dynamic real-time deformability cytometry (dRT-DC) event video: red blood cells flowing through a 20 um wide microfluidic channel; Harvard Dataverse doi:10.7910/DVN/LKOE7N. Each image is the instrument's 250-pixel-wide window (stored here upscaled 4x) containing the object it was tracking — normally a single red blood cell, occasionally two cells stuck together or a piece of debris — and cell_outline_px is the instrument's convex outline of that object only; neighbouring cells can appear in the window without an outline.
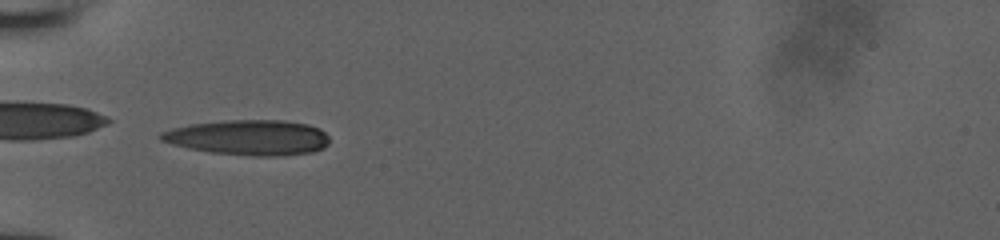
{"species": "human", "species_latin": "Homo sapiens", "temperature_condition": "room temperature", "stored_images_in_passage": 34, "camera_frame_rate_fps": 3000, "um_per_image_px": 0.085, "donor": {"sex": "male"}, "frame": {"image": 1, "passage_image": 1, "time_ms": 0.0, "image_size_px": [1000, 240], "cell_outline_px": [[328, 144], [324, 148], [312, 152], [280, 156], [252, 156], [212, 152], [188, 148], [172, 144], [160, 140], [156, 136], [160, 132], [172, 128], [192, 124], [228, 120], [284, 120], [308, 124], [320, 128], [328, 136]], "centroid_in_image_um": [21.13, 11.69], "position_along_channel_um": 63.9, "area_um2": 34.74}}
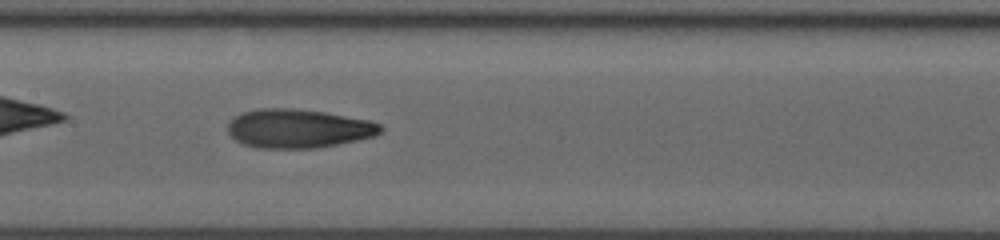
{"frame": {"image": 2, "passage_image": 10, "time_ms": 3.0, "image_size_px": [1000, 240], "cell_outline_px": [[384, 132], [376, 136], [316, 148], [256, 148], [244, 144], [236, 140], [228, 132], [228, 124], [232, 116], [240, 112], [260, 108], [292, 108], [324, 112], [368, 120], [380, 124], [384, 128]], "centroid_in_image_um": [25.34, 10.92], "position_along_channel_um": 182.1, "area_um2": 34.74}}
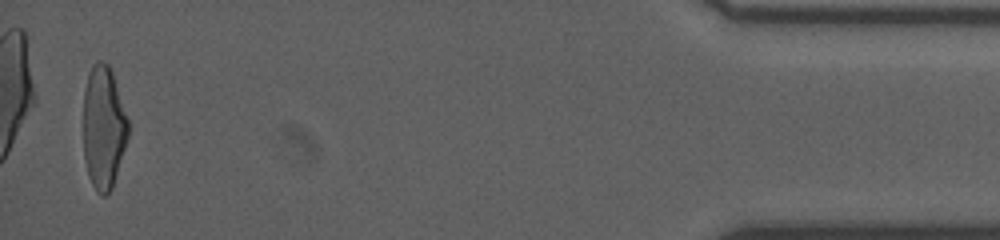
{"frame": {"image": 3, "passage_image": 33, "time_ms": 10.667, "image_size_px": [1000, 240], "cell_outline_px": [[128, 136], [112, 188], [104, 196], [100, 196], [96, 192], [88, 176], [84, 156], [84, 88], [92, 64], [100, 60], [108, 64], [112, 72], [128, 120]], "centroid_in_image_um": [8.79, 10.85], "position_along_channel_um": 426.4, "area_um2": 31.91}}